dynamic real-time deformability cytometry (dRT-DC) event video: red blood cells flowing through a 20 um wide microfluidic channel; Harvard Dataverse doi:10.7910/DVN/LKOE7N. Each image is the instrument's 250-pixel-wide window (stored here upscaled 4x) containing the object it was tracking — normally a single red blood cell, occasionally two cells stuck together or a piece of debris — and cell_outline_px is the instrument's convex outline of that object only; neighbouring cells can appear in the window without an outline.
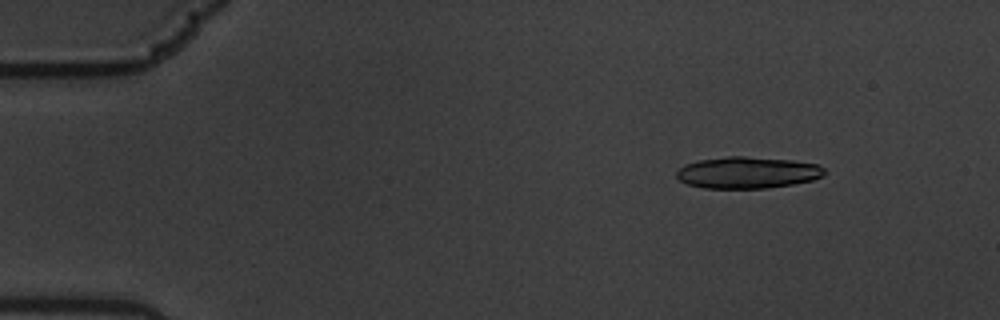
{"species": "common noctule bat (a hibernating species)", "species_latin": "Nyctalus noctula", "temperature_condition": "warm", "stored_images_in_passage": 27, "camera_frame_rate_fps": 3000, "um_per_image_px": 0.085, "animal": {"sex": "male", "body_mass_g": 19.5, "forearm_length_mm": 54.6}, "frame": {"image": 1, "passage_image": 8, "time_ms": 2.333, "image_size_px": [1000, 320], "cell_outline_px": [[824, 176], [812, 180], [792, 184], [768, 188], [704, 188], [688, 184], [680, 180], [676, 176], [676, 172], [684, 164], [700, 160], [728, 156], [744, 156], [792, 160], [816, 164], [824, 168]], "centroid_in_image_um": [63.53, 14.67], "position_along_channel_um": 21.5, "area_um2": 27.17}}
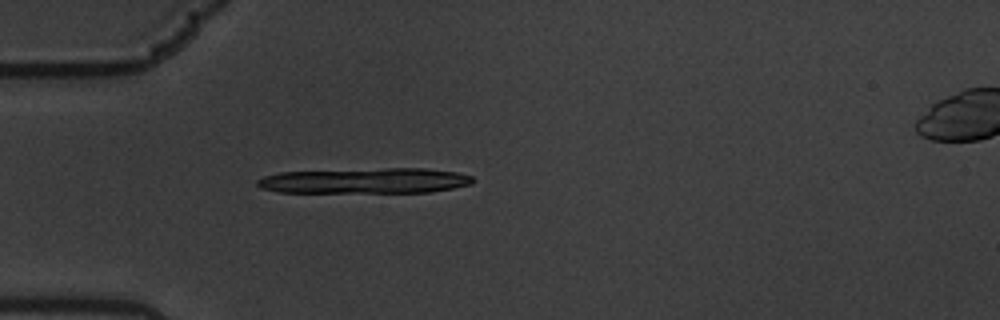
{"frame": {"image": 2, "passage_image": 18, "time_ms": 5.667, "image_size_px": [1000, 320], "cell_outline_px": [[476, 180], [472, 184], [432, 192], [280, 192], [260, 188], [256, 184], [256, 180], [264, 176], [280, 172], [384, 168], [424, 168], [456, 172], [472, 176]], "centroid_in_image_um": [31.05, 15.36], "position_along_channel_um": 54.0, "area_um2": 32.02}}